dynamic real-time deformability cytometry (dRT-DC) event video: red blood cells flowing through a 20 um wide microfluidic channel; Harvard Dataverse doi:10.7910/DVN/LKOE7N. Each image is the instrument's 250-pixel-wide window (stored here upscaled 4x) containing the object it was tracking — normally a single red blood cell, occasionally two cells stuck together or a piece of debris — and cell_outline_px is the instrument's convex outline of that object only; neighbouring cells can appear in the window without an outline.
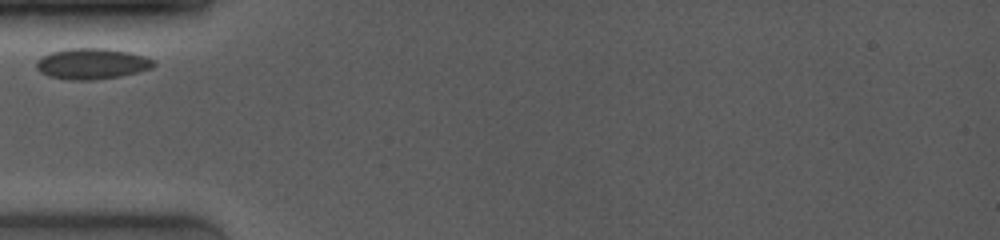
{"species": "common noctule bat (a hibernating species)", "species_latin": "Nyctalus noctula", "temperature_condition": "room temperature", "stored_images_in_passage": 3, "camera_frame_rate_fps": 4000, "um_per_image_px": 0.085, "animal": {"sex": "female", "body_mass_g": 19.0, "forearm_length_mm": 53.3}, "frame": {"image": 1, "passage_image": 1, "time_ms": 0.0, "image_size_px": [1000, 240], "cell_outline_px": [[156, 64], [152, 68], [120, 76], [92, 80], [72, 80], [48, 76], [40, 72], [36, 68], [36, 64], [44, 56], [52, 52], [68, 48], [108, 48], [128, 52], [144, 56], [156, 60]], "centroid_in_image_um": [7.85, 5.41], "position_along_channel_um": 77.2, "area_um2": 20.98}}